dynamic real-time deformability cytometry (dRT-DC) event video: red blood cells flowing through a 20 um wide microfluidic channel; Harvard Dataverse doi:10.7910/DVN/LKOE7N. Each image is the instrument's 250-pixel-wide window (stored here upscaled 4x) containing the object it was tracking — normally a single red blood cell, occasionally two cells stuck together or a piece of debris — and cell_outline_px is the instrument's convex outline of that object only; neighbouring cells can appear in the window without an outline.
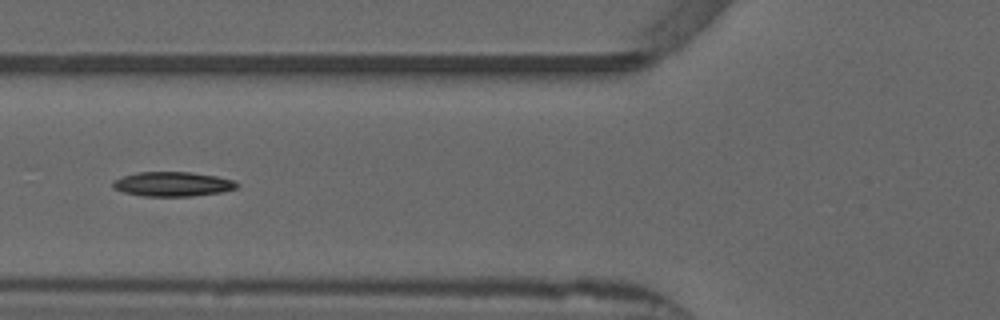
{"species": "common noctule bat (a hibernating species)", "species_latin": "Nyctalus noctula", "temperature_condition": "warm", "stored_images_in_passage": 39, "camera_frame_rate_fps": 3000, "um_per_image_px": 0.085, "animal": {"sex": "male", "forearm_length_mm": 52.5}, "frame": {"image": 1, "passage_image": 6, "time_ms": 1.667, "image_size_px": [1000, 320], "cell_outline_px": [[240, 184], [236, 188], [220, 192], [192, 196], [144, 196], [124, 192], [112, 188], [112, 180], [136, 172], [192, 172], [216, 176], [232, 180]], "centroid_in_image_um": [14.64, 15.64], "position_along_channel_um": 111.2, "area_um2": 17.69}}